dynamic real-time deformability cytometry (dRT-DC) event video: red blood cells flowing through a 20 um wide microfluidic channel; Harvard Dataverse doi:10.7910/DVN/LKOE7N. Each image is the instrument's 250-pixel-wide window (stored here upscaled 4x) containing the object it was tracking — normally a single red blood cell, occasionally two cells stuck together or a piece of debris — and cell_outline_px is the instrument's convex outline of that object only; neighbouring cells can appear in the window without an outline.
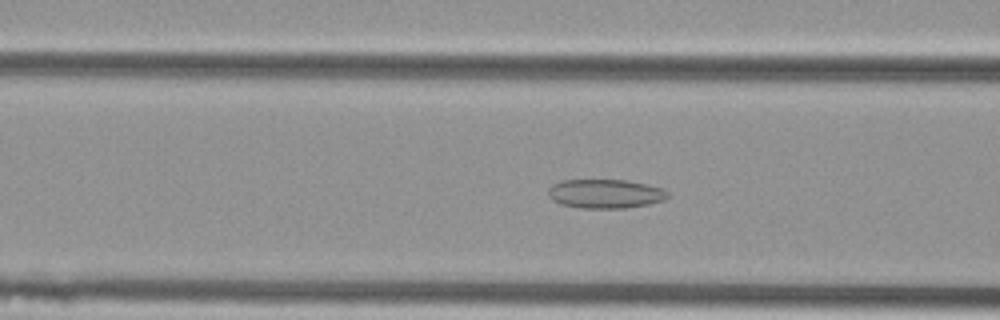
{"species": "Egyptian fruit bat (a non-hibernating species)", "species_latin": "Rousettus aegyptiacus", "temperature_condition": "cold", "stored_images_in_passage": 50, "camera_frame_rate_fps": 3000, "um_per_image_px": 0.085, "animal": {"sex": "female"}, "frame": {"image": 1, "passage_image": 17, "time_ms": 5.333, "image_size_px": [1000, 320], "cell_outline_px": [[668, 196], [664, 200], [648, 204], [628, 208], [580, 208], [560, 204], [552, 200], [548, 196], [548, 188], [552, 184], [564, 180], [624, 180], [648, 184], [660, 188], [668, 192]], "centroid_in_image_um": [51.42, 16.47], "position_along_channel_um": 115.2, "area_um2": 20.29}}
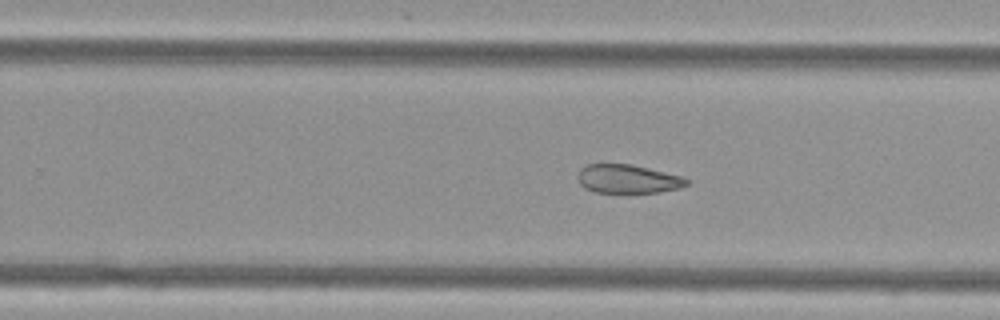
{"frame": {"image": 2, "passage_image": 30, "time_ms": 9.667, "image_size_px": [1000, 320], "cell_outline_px": [[688, 184], [680, 188], [660, 192], [592, 192], [584, 188], [580, 184], [576, 176], [580, 168], [588, 164], [632, 164], [680, 176], [688, 180]], "centroid_in_image_um": [53.31, 15.21], "position_along_channel_um": 276.5, "area_um2": 18.15}}
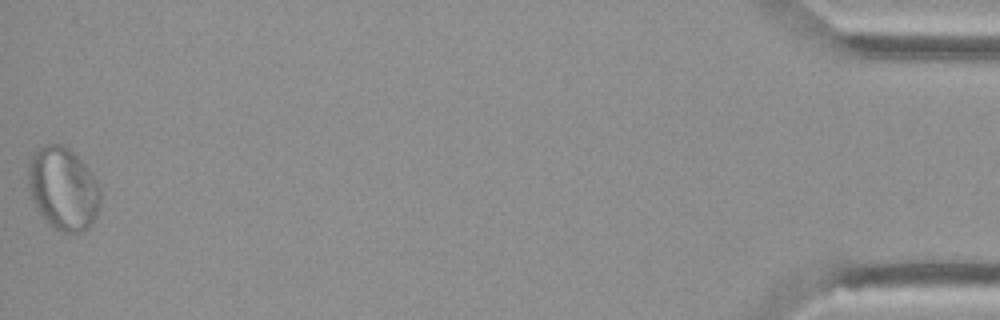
{"frame": {"image": 3, "passage_image": 50, "time_ms": 16.333, "image_size_px": [1000, 320], "cell_outline_px": [[100, 200], [96, 216], [92, 224], [88, 228], [80, 232], [64, 232], [52, 228], [40, 216], [32, 200], [28, 188], [28, 164], [32, 156], [44, 144], [64, 144], [92, 172], [100, 188]], "centroid_in_image_um": [5.35, 16.05], "position_along_channel_um": 429.8, "area_um2": 35.03}, "authors_computed_cell_mechanics": {"area_um2": 24.1893, "velocity_mm_per_s": 3.737, "shape_relaxation_time_tau1_ms": null, "shape_relaxation_time_tau2_ms": 5.4118, "deformation_change_tau1": null, "deformation_change_tau2": 0.1187}}